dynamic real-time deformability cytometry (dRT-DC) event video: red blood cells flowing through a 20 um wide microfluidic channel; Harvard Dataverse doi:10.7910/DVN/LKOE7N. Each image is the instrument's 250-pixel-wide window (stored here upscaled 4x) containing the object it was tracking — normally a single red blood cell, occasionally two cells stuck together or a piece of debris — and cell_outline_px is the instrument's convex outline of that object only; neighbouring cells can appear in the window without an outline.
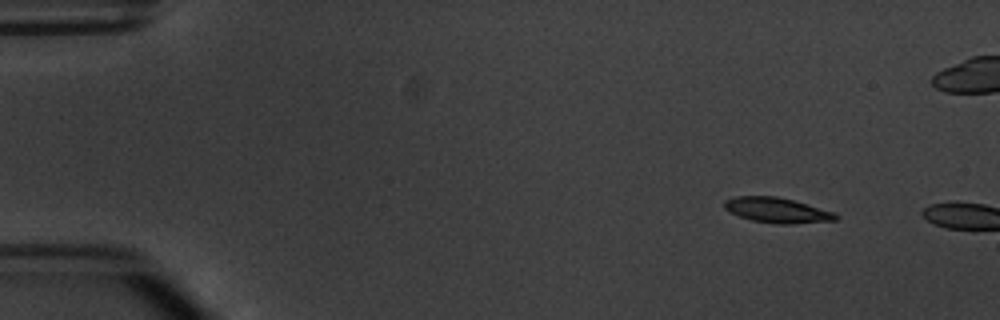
{"species": "common noctule bat (a hibernating species)", "species_latin": "Nyctalus noctula", "temperature_condition": "warm", "stored_images_in_passage": 2, "camera_frame_rate_fps": 3000, "um_per_image_px": 0.085, "animal": {"sex": "male", "body_mass_g": 20.1, "forearm_length_mm": 53.5}, "frame": {"image": 1, "passage_image": 1, "time_ms": 0.0, "image_size_px": [1000, 320], "cell_outline_px": [[840, 216], [836, 220], [792, 224], [776, 224], [752, 220], [740, 216], [724, 208], [724, 200], [736, 196], [776, 196], [792, 200], [836, 212]], "centroid_in_image_um": [66.08, 17.87], "position_along_channel_um": 18.9, "area_um2": 16.3}}